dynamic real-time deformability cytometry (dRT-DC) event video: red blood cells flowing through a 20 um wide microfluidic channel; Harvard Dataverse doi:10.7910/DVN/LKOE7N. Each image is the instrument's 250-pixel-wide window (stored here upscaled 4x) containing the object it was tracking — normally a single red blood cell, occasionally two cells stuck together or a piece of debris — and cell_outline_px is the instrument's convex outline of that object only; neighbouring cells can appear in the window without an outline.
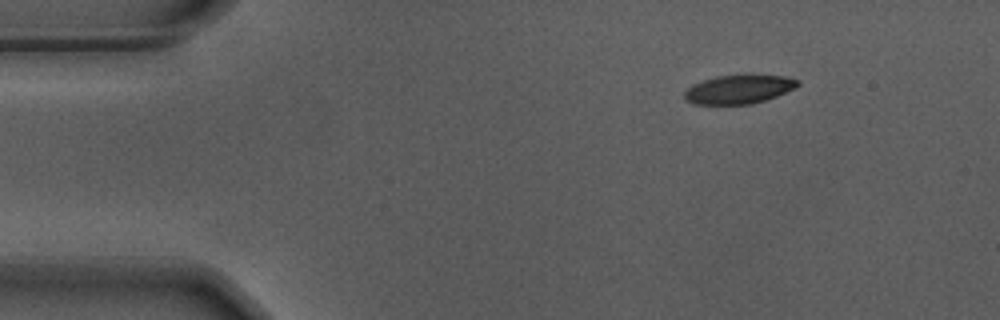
{"species": "Egyptian fruit bat (a non-hibernating species)", "species_latin": "Rousettus aegyptiacus", "temperature_condition": "warm", "stored_images_in_passage": 31, "camera_frame_rate_fps": 3000, "um_per_image_px": 0.085, "animal": {"sex": "male"}, "frame": {"image": 1, "passage_image": 1, "time_ms": 0.0, "image_size_px": [1000, 320], "cell_outline_px": [[800, 84], [776, 96], [752, 104], [696, 104], [688, 100], [684, 96], [684, 92], [692, 84], [716, 76], [752, 72], [788, 76], [800, 80]], "centroid_in_image_um": [62.85, 7.53], "position_along_channel_um": 22.1, "area_um2": 19.54}}
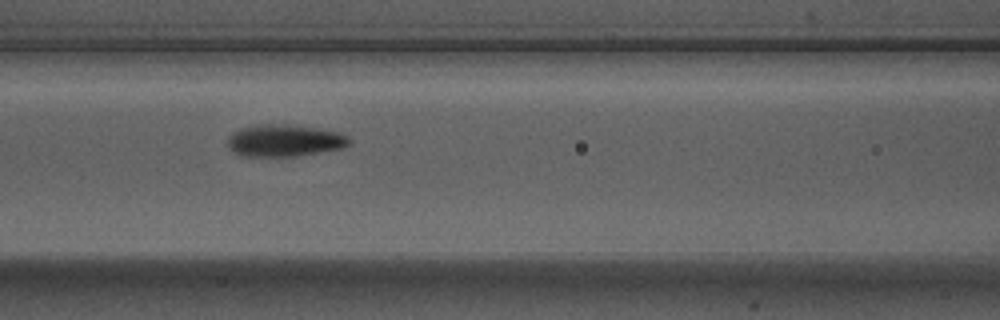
{"frame": {"image": 2, "passage_image": 17, "time_ms": 5.333, "image_size_px": [1000, 320], "cell_outline_px": [[352, 144], [344, 148], [296, 156], [244, 156], [236, 152], [228, 144], [228, 136], [232, 132], [240, 128], [256, 124], [288, 124], [316, 128], [340, 132], [348, 136], [352, 140]], "centroid_in_image_um": [24.24, 11.93], "position_along_channel_um": 142.4, "area_um2": 22.83}}
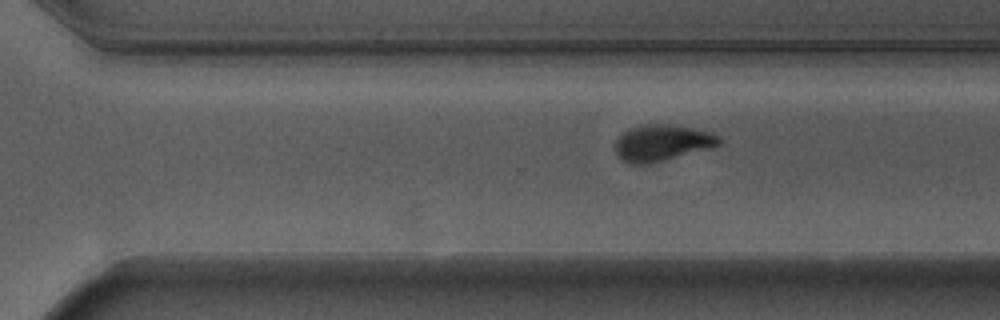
{"frame": {"image": 3, "passage_image": 31, "time_ms": 10.0, "image_size_px": [1000, 320], "cell_outline_px": [[724, 140], [720, 144], [712, 148], [648, 164], [628, 164], [616, 152], [616, 140], [628, 128], [640, 124], [672, 124], [712, 132], [720, 136]], "centroid_in_image_um": [56.32, 12.12], "position_along_channel_um": 314.3, "area_um2": 22.14}}